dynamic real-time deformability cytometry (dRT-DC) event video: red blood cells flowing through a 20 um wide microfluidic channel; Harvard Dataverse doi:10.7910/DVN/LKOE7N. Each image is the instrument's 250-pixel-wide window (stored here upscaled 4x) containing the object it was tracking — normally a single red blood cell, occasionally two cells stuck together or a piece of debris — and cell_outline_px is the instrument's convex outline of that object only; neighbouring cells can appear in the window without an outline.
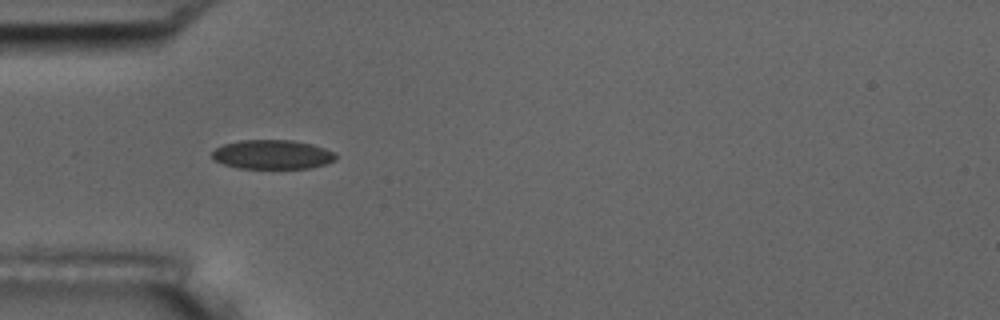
{"species": "common noctule bat (a hibernating species)", "species_latin": "Nyctalus noctula", "temperature_condition": "room temperature", "stored_images_in_passage": 6, "camera_frame_rate_fps": 3000, "um_per_image_px": 0.085, "animal": {"sex": "male", "body_mass_g": 17.5, "forearm_length_mm": 52.3}, "frame": {"image": 1, "passage_image": 5, "time_ms": 4.667, "image_size_px": [1000, 320], "cell_outline_px": [[336, 160], [324, 164], [308, 168], [240, 168], [224, 164], [216, 160], [212, 156], [212, 152], [216, 148], [224, 144], [240, 140], [292, 140], [312, 144], [336, 152]], "centroid_in_image_um": [23.18, 13.12], "position_along_channel_um": 61.8, "area_um2": 20.92}}